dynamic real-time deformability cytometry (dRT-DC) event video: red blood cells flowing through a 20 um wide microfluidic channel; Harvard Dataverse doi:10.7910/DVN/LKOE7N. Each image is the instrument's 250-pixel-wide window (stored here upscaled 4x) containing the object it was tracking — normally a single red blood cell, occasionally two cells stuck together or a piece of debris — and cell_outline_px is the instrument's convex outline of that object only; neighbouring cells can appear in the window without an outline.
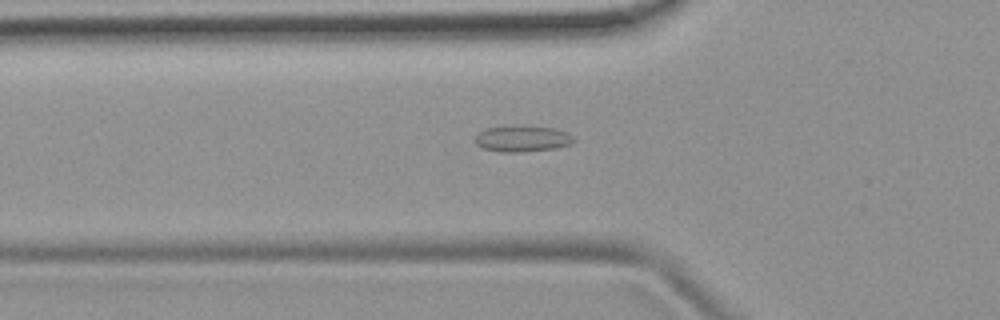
{"species": "common noctule bat (a hibernating species)", "species_latin": "Nyctalus noctula", "temperature_condition": "room temperature", "stored_images_in_passage": 29, "camera_frame_rate_fps": 3000, "um_per_image_px": 0.085, "animal": {"sex": "female", "body_mass_g": 19.9}, "frame": {"image": 1, "passage_image": 6, "time_ms": 1.667, "image_size_px": [1000, 320], "cell_outline_px": [[576, 140], [572, 144], [556, 148], [524, 152], [500, 152], [484, 148], [476, 144], [476, 136], [480, 132], [488, 128], [552, 128], [568, 132]], "centroid_in_image_um": [44.46, 11.84], "position_along_channel_um": 81.3, "area_um2": 14.33}}
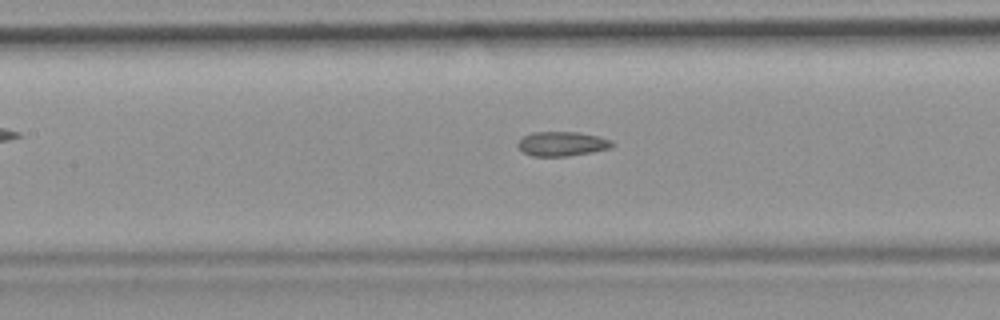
{"frame": {"image": 2, "passage_image": 12, "time_ms": 3.667, "image_size_px": [1000, 320], "cell_outline_px": [[616, 144], [612, 148], [592, 152], [568, 156], [532, 156], [524, 152], [516, 144], [524, 136], [532, 132], [576, 132], [600, 136], [612, 140]], "centroid_in_image_um": [47.83, 12.22], "position_along_channel_um": 159.6, "area_um2": 13.53}}
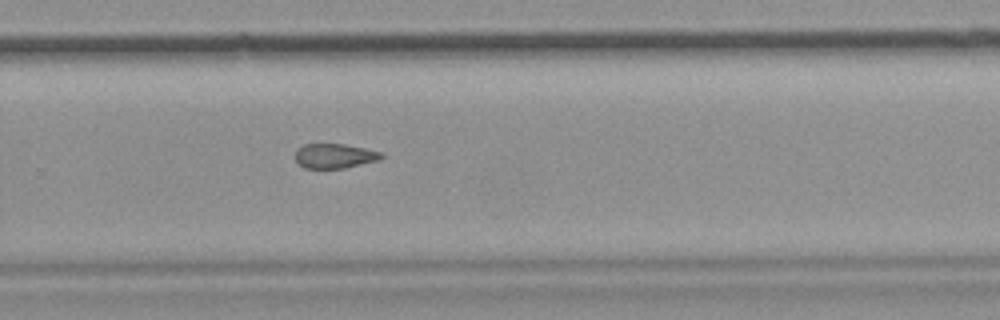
{"frame": {"image": 3, "passage_image": 23, "time_ms": 7.333, "image_size_px": [1000, 320], "cell_outline_px": [[384, 156], [376, 160], [344, 168], [304, 168], [296, 160], [296, 148], [304, 144], [344, 144], [384, 152]], "centroid_in_image_um": [28.43, 13.24], "position_along_channel_um": 301.4, "area_um2": 12.25}, "authors_computed_cell_mechanics": {"area_um2": 13.1784, "velocity_mm_per_s": 3.8802, "shape_relaxation_time_tau1_ms": null, "shape_relaxation_time_tau2_ms": 4.2567, "deformation_change_tau1": null, "deformation_change_tau2": 0.1071}}